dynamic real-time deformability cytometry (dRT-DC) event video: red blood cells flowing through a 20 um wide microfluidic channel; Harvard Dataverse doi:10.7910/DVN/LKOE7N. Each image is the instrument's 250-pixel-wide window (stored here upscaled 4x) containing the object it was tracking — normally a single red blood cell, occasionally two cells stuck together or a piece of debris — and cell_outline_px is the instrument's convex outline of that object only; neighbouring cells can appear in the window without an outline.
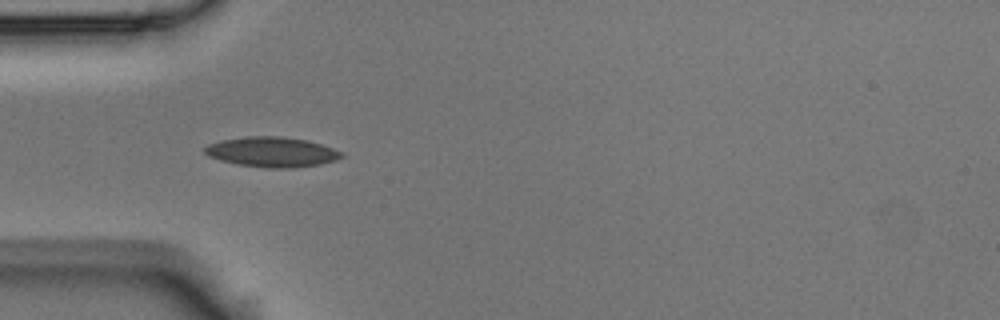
{"species": "Egyptian fruit bat (a non-hibernating species)", "species_latin": "Rousettus aegyptiacus", "temperature_condition": "room temperature", "stored_images_in_passage": 38, "camera_frame_rate_fps": 3000, "um_per_image_px": 0.085, "animal": {"sex": "male"}, "frame": {"image": 1, "passage_image": 1, "time_ms": 0.0, "image_size_px": [1000, 320], "cell_outline_px": [[344, 156], [336, 160], [320, 164], [292, 168], [268, 168], [240, 164], [220, 160], [208, 156], [204, 152], [204, 148], [208, 144], [220, 140], [244, 136], [280, 136], [308, 140], [344, 152]], "centroid_in_image_um": [23.11, 12.91], "position_along_channel_um": 61.9, "area_um2": 23.99}}
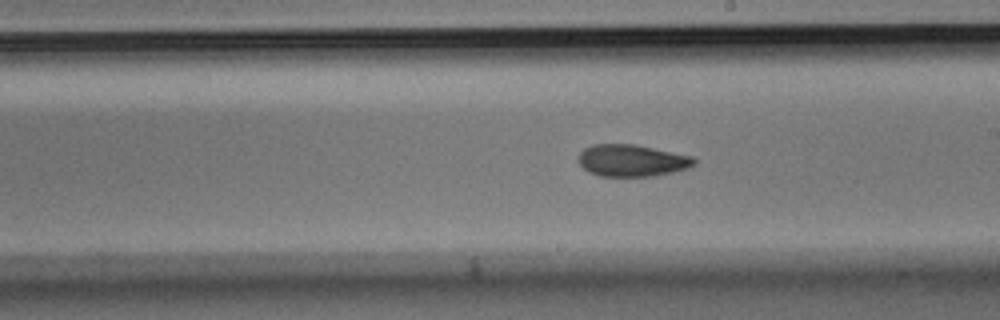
{"frame": {"image": 2, "passage_image": 15, "time_ms": 4.667, "image_size_px": [1000, 320], "cell_outline_px": [[696, 164], [688, 168], [672, 172], [652, 176], [600, 176], [588, 172], [580, 164], [580, 152], [584, 148], [592, 144], [636, 144], [692, 156], [696, 160]], "centroid_in_image_um": [53.72, 13.64], "position_along_channel_um": 235.3, "area_um2": 21.5}}
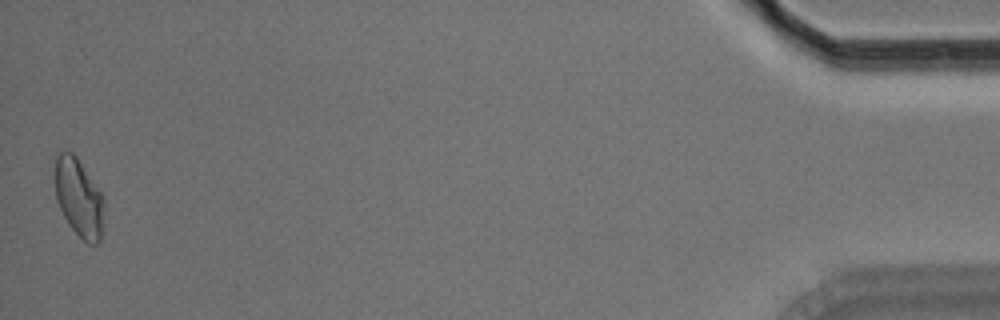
{"frame": {"image": 3, "passage_image": 38, "time_ms": 12.333, "image_size_px": [1000, 320], "cell_outline_px": [[104, 208], [100, 240], [96, 244], [88, 244], [68, 224], [56, 200], [56, 156], [60, 152], [72, 152], [76, 156], [100, 192], [104, 200]], "centroid_in_image_um": [6.71, 16.83], "position_along_channel_um": 428.5, "area_um2": 21.85}, "authors_computed_cell_mechanics": {"area_um2": 21.7906, "velocity_mm_per_s": 3.7324, "shape_relaxation_time_tau1_ms": 6.0622, "shape_relaxation_time_tau2_ms": 3.4318, "deformation_change_tau1": 0.1436, "deformation_change_tau2": 0.0824}}